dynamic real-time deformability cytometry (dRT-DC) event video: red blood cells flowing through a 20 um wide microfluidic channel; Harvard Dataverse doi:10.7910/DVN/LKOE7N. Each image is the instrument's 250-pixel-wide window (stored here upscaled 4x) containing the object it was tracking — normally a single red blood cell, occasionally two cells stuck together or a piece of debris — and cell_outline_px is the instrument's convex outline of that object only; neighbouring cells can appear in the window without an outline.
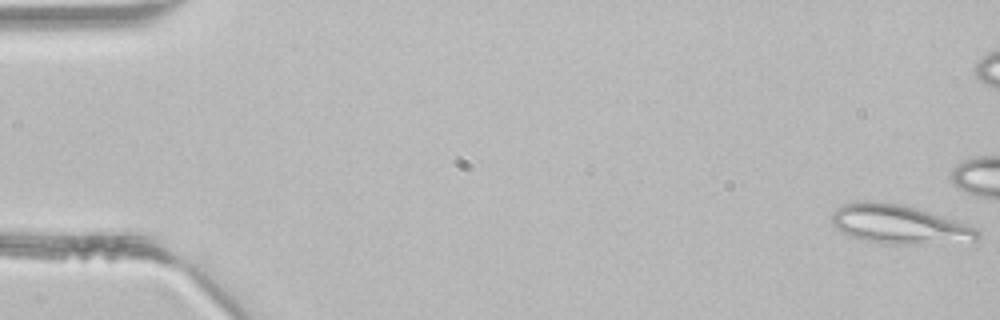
{"species": "common noctule bat (a hibernating species)", "species_latin": "Nyctalus noctula", "temperature_condition": "room temperature", "stored_images_in_passage": 46, "camera_frame_rate_fps": 3000, "um_per_image_px": 0.085, "animal": {"sex": "male", "body_mass_g": 21.5, "forearm_length_mm": 52.0}, "frame": {"image": 1, "passage_image": 1, "time_ms": 0.0, "image_size_px": [1000, 320], "cell_outline_px": [[980, 236], [976, 240], [908, 244], [884, 244], [852, 236], [836, 228], [832, 224], [832, 216], [836, 208], [844, 204], [856, 200], [872, 200], [904, 204], [920, 208], [968, 224], [976, 228], [980, 232]], "centroid_in_image_um": [76.42, 19.03], "position_along_channel_um": 8.6, "area_um2": 33.12}}
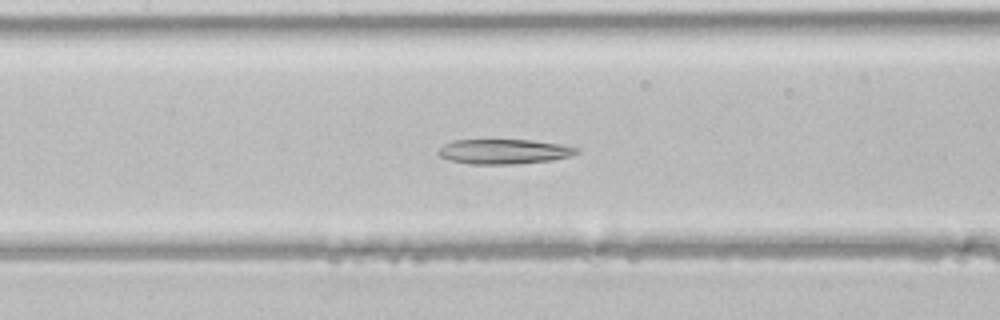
{"frame": {"image": 2, "passage_image": 21, "time_ms": 6.667, "image_size_px": [1000, 320], "cell_outline_px": [[580, 152], [572, 156], [552, 160], [512, 164], [472, 164], [448, 160], [440, 156], [436, 152], [444, 144], [452, 140], [532, 140], [560, 144], [580, 148]], "centroid_in_image_um": [42.85, 12.88], "position_along_channel_um": 164.5, "area_um2": 20.11}}
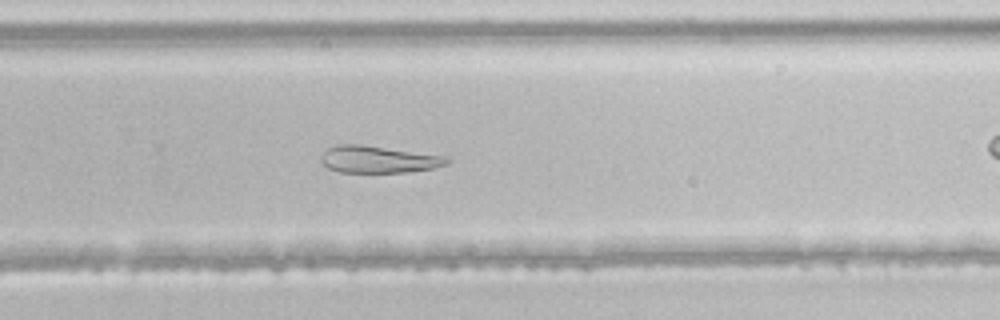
{"frame": {"image": 3, "passage_image": 30, "time_ms": 9.667, "image_size_px": [1000, 320], "cell_outline_px": [[448, 164], [432, 168], [408, 172], [340, 172], [328, 168], [320, 160], [320, 156], [328, 148], [336, 144], [360, 144], [448, 156]], "centroid_in_image_um": [32.15, 13.54], "position_along_channel_um": 297.7, "area_um2": 19.83}}